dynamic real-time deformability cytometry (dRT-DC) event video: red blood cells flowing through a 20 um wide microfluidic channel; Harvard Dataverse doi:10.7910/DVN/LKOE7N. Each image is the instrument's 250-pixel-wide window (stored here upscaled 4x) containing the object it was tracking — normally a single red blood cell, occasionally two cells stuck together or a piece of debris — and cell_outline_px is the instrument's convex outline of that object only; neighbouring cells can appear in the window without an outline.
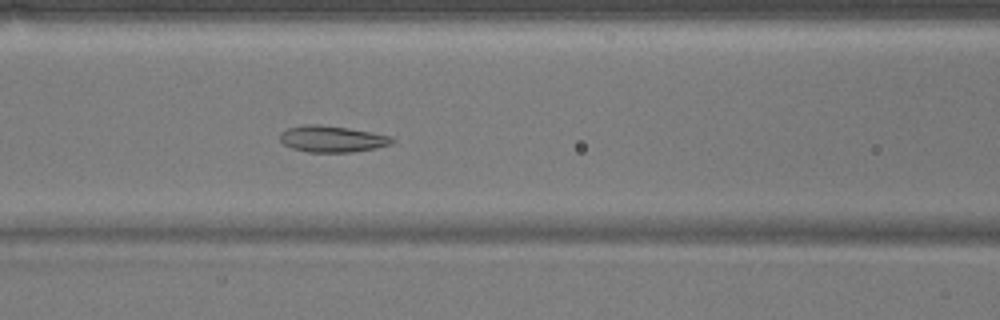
{"species": "common noctule bat (a hibernating species)", "species_latin": "Nyctalus noctula", "temperature_condition": "warm", "stored_images_in_passage": 53, "camera_frame_rate_fps": 3000, "um_per_image_px": 0.085, "animal": {"sex": "male", "body_mass_g": 17.9}, "frame": {"image": 1, "passage_image": 21, "time_ms": 6.667, "image_size_px": [1000, 320], "cell_outline_px": [[396, 140], [392, 144], [376, 148], [352, 152], [308, 152], [292, 148], [284, 144], [280, 140], [280, 132], [288, 128], [304, 124], [316, 124], [348, 128], [372, 132], [388, 136]], "centroid_in_image_um": [28.22, 11.81], "position_along_channel_um": 138.4, "area_um2": 17.22}}
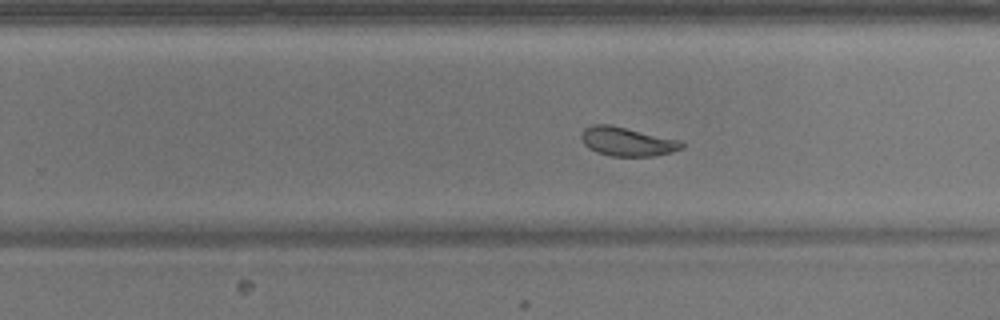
{"frame": {"image": 2, "passage_image": 32, "time_ms": 10.333, "image_size_px": [1000, 320], "cell_outline_px": [[684, 148], [672, 152], [656, 156], [612, 156], [596, 152], [588, 148], [584, 144], [580, 136], [584, 128], [592, 124], [608, 124], [680, 140], [684, 144]], "centroid_in_image_um": [53.3, 12.04], "position_along_channel_um": 276.5, "area_um2": 16.94}}
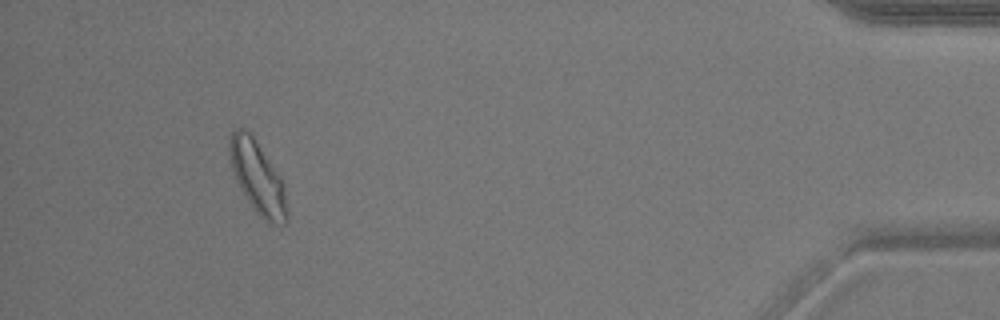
{"frame": {"image": 3, "passage_image": 48, "time_ms": 15.667, "image_size_px": [1000, 320], "cell_outline_px": [[288, 220], [284, 224], [268, 224], [256, 212], [244, 196], [240, 188], [232, 168], [228, 148], [232, 132], [236, 128], [244, 128], [252, 136], [280, 176], [284, 184], [288, 212]], "centroid_in_image_um": [21.92, 15.14], "position_along_channel_um": 413.3, "area_um2": 23.99}, "authors_computed_cell_mechanics": {"area_um2": 19.652, "velocity_mm_per_s": 3.7768, "shape_relaxation_time_tau1_ms": 5.7427, "shape_relaxation_time_tau2_ms": 1.9621, "deformation_change_tau1": 0.1159, "deformation_change_tau2": 0.0923}}